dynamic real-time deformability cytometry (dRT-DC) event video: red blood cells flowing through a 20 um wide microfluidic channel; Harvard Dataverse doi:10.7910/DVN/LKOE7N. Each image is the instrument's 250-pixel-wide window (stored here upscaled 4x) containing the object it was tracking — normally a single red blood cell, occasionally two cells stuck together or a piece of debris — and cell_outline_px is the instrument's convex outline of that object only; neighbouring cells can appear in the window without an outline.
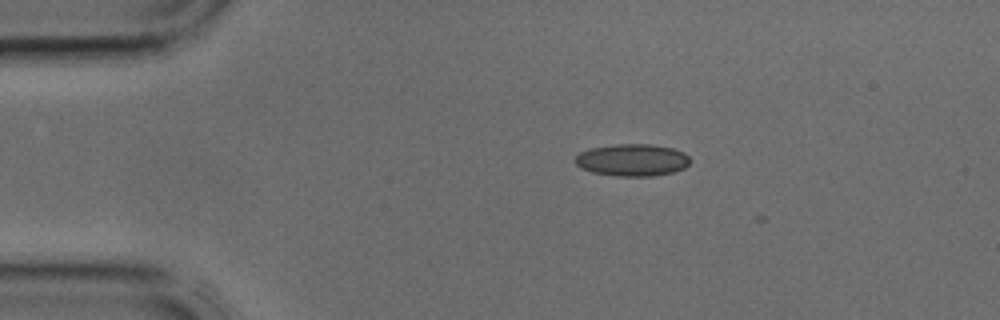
{"species": "common noctule bat (a hibernating species)", "species_latin": "Nyctalus noctula", "temperature_condition": "cold", "stored_images_in_passage": 1, "camera_frame_rate_fps": 3000, "um_per_image_px": 0.085, "animal": {"sex": "male", "body_mass_g": 17.9, "forearm_length_mm": 54.2}, "frame": {"image": 1, "passage_image": 1, "time_ms": 0.0, "image_size_px": [1000, 320], "cell_outline_px": [[692, 160], [684, 168], [672, 172], [652, 176], [620, 176], [592, 172], [580, 168], [576, 164], [576, 156], [580, 152], [592, 148], [616, 144], [652, 144], [672, 148], [684, 152]], "centroid_in_image_um": [53.76, 13.6], "position_along_channel_um": 31.2, "area_um2": 21.44}}